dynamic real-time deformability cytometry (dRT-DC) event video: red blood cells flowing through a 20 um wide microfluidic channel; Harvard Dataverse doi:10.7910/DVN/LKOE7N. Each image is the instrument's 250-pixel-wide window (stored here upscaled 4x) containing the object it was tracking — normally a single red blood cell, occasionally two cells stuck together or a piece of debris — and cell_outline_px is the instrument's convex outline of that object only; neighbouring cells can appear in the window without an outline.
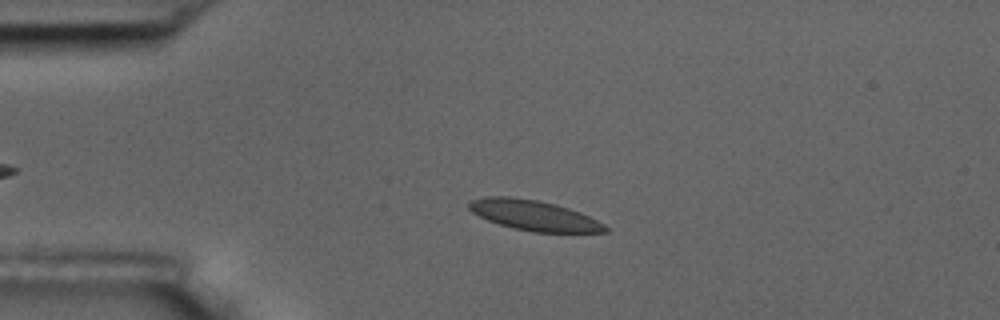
{"species": "common noctule bat (a hibernating species)", "species_latin": "Nyctalus noctula", "temperature_condition": "room temperature", "stored_images_in_passage": 3, "camera_frame_rate_fps": 3000, "um_per_image_px": 0.085, "animal": {"sex": "male", "body_mass_g": 17.5, "forearm_length_mm": 52.3}, "frame": {"image": 1, "passage_image": 2, "time_ms": 1.333, "image_size_px": [1000, 320], "cell_outline_px": [[608, 232], [532, 232], [512, 228], [488, 220], [472, 212], [468, 208], [468, 204], [472, 200], [484, 196], [512, 196], [536, 200], [568, 208], [580, 212], [604, 224], [608, 228]], "centroid_in_image_um": [45.35, 18.3], "position_along_channel_um": 39.6, "area_um2": 23.81}}